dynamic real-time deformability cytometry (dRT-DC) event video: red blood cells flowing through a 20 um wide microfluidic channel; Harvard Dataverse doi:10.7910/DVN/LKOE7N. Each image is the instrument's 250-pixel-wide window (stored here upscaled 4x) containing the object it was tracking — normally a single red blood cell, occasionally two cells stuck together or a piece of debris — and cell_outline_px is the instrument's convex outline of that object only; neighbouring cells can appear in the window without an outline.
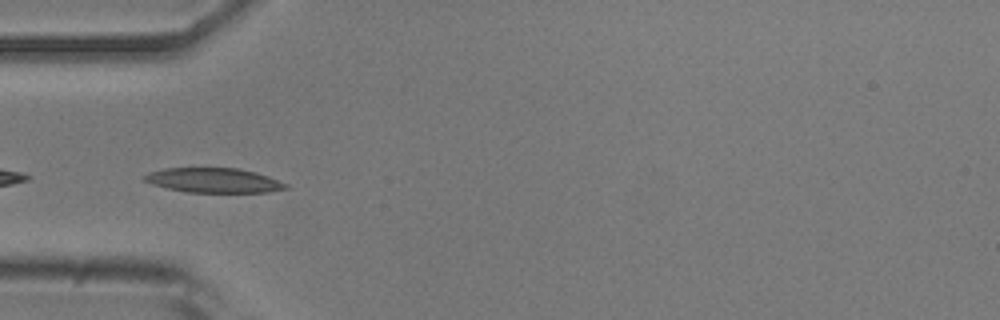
{"species": "common noctule bat (a hibernating species)", "species_latin": "Nyctalus noctula", "temperature_condition": "room temperature", "stored_images_in_passage": 50, "camera_frame_rate_fps": 3000, "um_per_image_px": 0.085, "animal": {"sex": "male", "body_mass_g": 20.5, "forearm_length_mm": 52.5}, "frame": {"image": 1, "passage_image": 15, "time_ms": 4.667, "image_size_px": [1000, 320], "cell_outline_px": [[292, 188], [268, 192], [188, 192], [168, 188], [152, 184], [144, 180], [144, 176], [148, 172], [164, 168], [240, 168], [256, 172], [268, 176], [288, 184]], "centroid_in_image_um": [18.21, 15.32], "position_along_channel_um": 66.8, "area_um2": 20.35}}
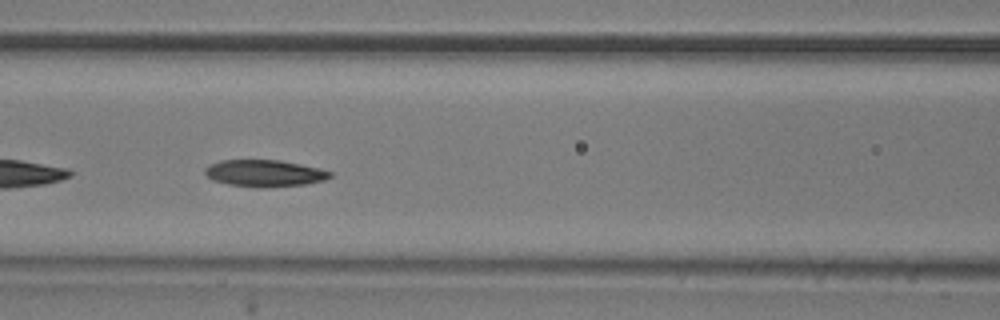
{"frame": {"image": 2, "passage_image": 21, "time_ms": 6.667, "image_size_px": [1000, 320], "cell_outline_px": [[332, 176], [324, 180], [304, 184], [264, 188], [256, 188], [228, 184], [212, 180], [204, 172], [204, 168], [208, 164], [220, 160], [280, 160], [320, 168], [332, 172]], "centroid_in_image_um": [22.45, 14.73], "position_along_channel_um": 144.1, "area_um2": 19.71}}
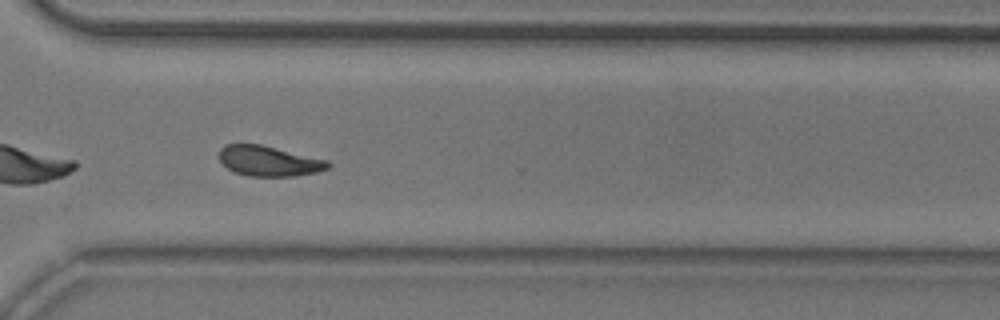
{"frame": {"image": 3, "passage_image": 37, "time_ms": 12.0, "image_size_px": [1000, 320], "cell_outline_px": [[332, 164], [328, 168], [316, 172], [292, 176], [248, 176], [236, 172], [228, 168], [220, 160], [220, 148], [224, 144], [260, 144], [328, 160]], "centroid_in_image_um": [22.86, 13.68], "position_along_channel_um": 347.7, "area_um2": 19.02}, "authors_computed_cell_mechanics": {"area_um2": 19.6231, "velocity_mm_per_s": 3.8292, "shape_relaxation_time_tau1_ms": 3.2368, "shape_relaxation_time_tau2_ms": 4.0043, "deformation_change_tau1": 0.125, "deformation_change_tau2": 0.1031}}